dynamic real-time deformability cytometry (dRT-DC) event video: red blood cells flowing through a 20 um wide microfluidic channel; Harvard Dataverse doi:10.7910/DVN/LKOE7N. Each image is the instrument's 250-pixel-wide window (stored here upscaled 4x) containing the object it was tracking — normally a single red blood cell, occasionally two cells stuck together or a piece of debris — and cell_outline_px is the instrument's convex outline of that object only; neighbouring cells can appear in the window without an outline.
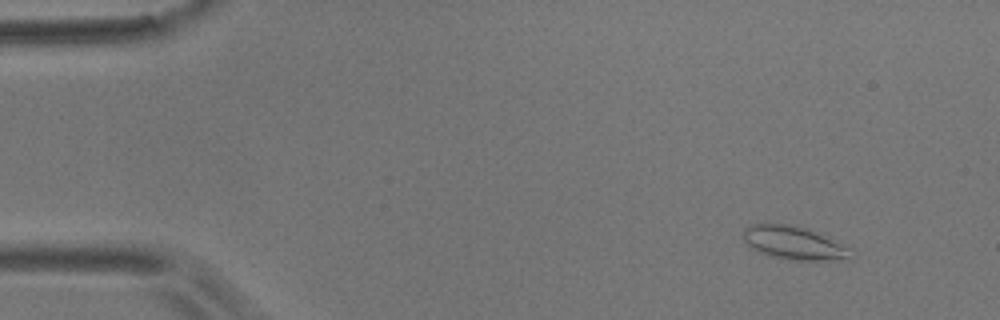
{"species": "common noctule bat (a hibernating species)", "species_latin": "Nyctalus noctula", "temperature_condition": "room temperature", "stored_images_in_passage": 5, "camera_frame_rate_fps": 3000, "um_per_image_px": 0.085, "animal": {"sex": "male", "body_mass_g": 17.9}, "frame": {"image": 1, "passage_image": 1, "time_ms": 0.0, "image_size_px": [1000, 320], "cell_outline_px": [[852, 260], [792, 260], [768, 256], [752, 248], [744, 240], [744, 228], [752, 224], [792, 224], [832, 236], [848, 248]], "centroid_in_image_um": [67.53, 20.65], "position_along_channel_um": 17.5, "area_um2": 21.1}}